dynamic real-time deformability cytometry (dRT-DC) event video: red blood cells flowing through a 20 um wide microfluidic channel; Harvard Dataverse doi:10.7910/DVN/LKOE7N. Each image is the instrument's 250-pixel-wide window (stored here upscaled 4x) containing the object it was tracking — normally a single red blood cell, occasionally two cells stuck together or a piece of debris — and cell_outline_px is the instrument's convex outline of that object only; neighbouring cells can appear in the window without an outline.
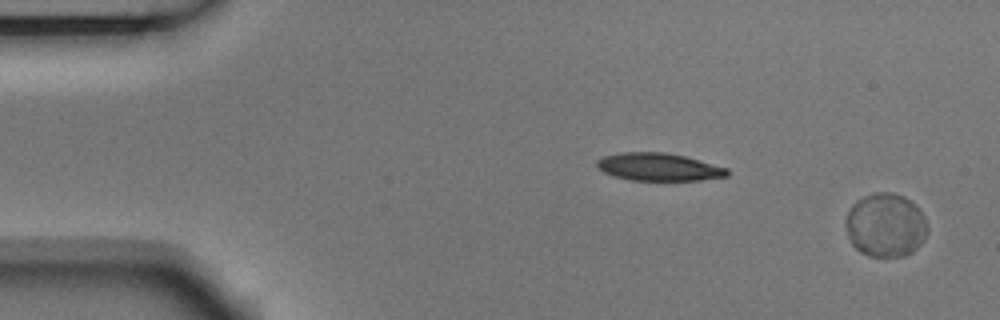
{"species": "Egyptian fruit bat (a non-hibernating species)", "species_latin": "Rousettus aegyptiacus", "temperature_condition": "room temperature", "stored_images_in_passage": 3, "segment_of_instrument_passage": [2, 2], "camera_frame_rate_fps": 3000, "um_per_image_px": 0.085, "animal": {"sex": "male"}, "frame": {"image": 1, "passage_image": 3, "time_ms": 0.667, "image_size_px": [1000, 320], "cell_outline_px": [[928, 232], [924, 240], [912, 252], [904, 256], [868, 256], [860, 252], [852, 244], [848, 236], [848, 212], [852, 204], [856, 200], [872, 192], [892, 192], [904, 196], [916, 204], [920, 208], [928, 224]], "centroid_in_image_um": [75.32, 19.12], "position_along_channel_um": 9.7, "area_um2": 30.52}}